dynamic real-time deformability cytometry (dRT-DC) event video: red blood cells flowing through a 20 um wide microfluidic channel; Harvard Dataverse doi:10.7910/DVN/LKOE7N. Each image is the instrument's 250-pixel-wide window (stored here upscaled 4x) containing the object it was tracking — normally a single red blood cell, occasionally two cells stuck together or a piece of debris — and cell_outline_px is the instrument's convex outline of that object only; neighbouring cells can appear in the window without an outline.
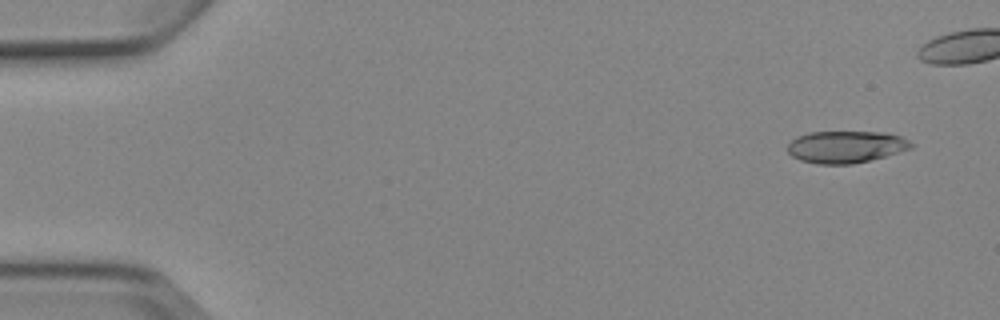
{"species": "Egyptian fruit bat (a non-hibernating species)", "species_latin": "Rousettus aegyptiacus", "temperature_condition": "cold", "stored_images_in_passage": 9, "camera_frame_rate_fps": 3000, "um_per_image_px": 0.085, "animal": {"sex": "female"}, "frame": {"image": 1, "passage_image": 1, "time_ms": 0.0, "image_size_px": [1000, 320], "cell_outline_px": [[912, 148], [884, 156], [852, 164], [820, 164], [800, 160], [792, 156], [788, 152], [788, 144], [796, 136], [808, 132], [884, 132], [900, 136], [908, 140], [912, 144]], "centroid_in_image_um": [71.86, 12.47], "position_along_channel_um": 13.1, "area_um2": 22.89}}
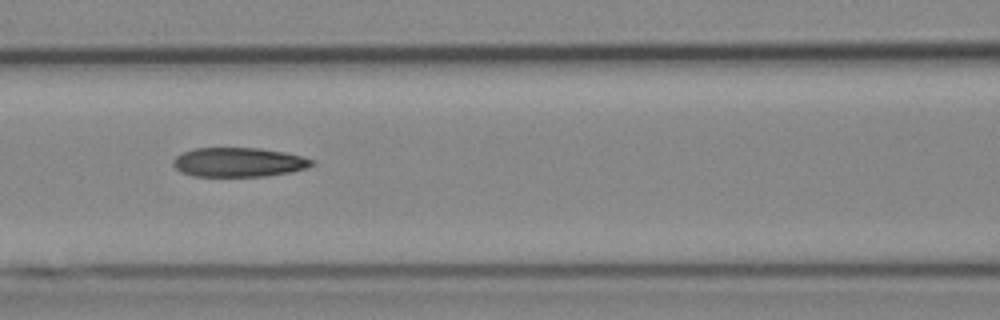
{"frame": {"image": 2, "passage_image": 7, "time_ms": 6.667, "image_size_px": [1000, 320], "cell_outline_px": [[316, 164], [308, 168], [292, 172], [268, 176], [192, 176], [180, 172], [172, 164], [172, 160], [176, 156], [184, 152], [196, 148], [260, 148], [284, 152], [316, 160]], "centroid_in_image_um": [20.32, 13.8], "position_along_channel_um": 146.3, "area_um2": 23.87}}
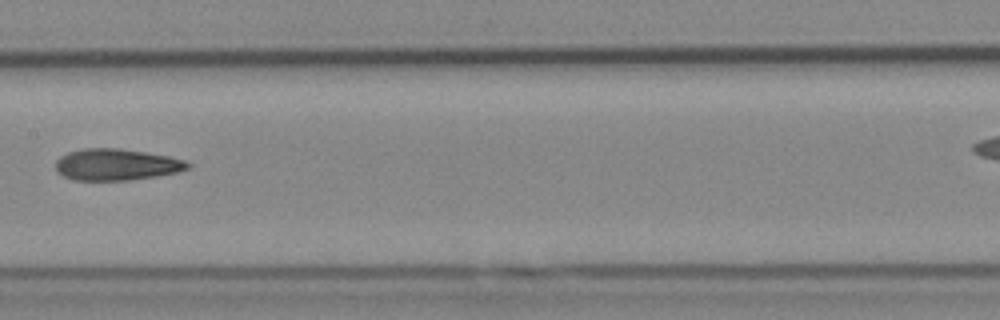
{"frame": {"image": 3, "passage_image": 8, "time_ms": 8.0, "image_size_px": [1000, 320], "cell_outline_px": [[192, 168], [180, 172], [156, 176], [128, 180], [72, 180], [56, 172], [56, 160], [60, 156], [68, 152], [84, 148], [120, 148], [168, 156], [184, 160], [192, 164]], "centroid_in_image_um": [9.91, 13.99], "position_along_channel_um": 197.5, "area_um2": 24.45}}